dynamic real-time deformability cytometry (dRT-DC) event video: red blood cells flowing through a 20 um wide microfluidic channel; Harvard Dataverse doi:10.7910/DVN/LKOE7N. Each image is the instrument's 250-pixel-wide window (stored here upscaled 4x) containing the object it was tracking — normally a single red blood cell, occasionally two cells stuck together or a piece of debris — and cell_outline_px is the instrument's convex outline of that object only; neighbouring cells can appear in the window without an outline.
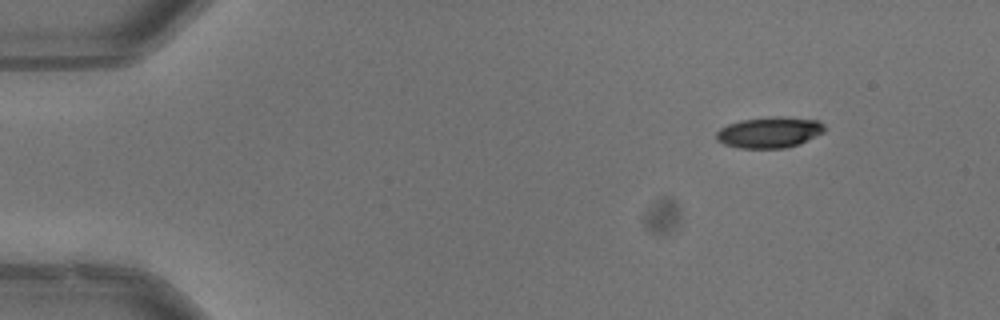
{"species": "common noctule bat (a hibernating species)", "species_latin": "Nyctalus noctula", "temperature_condition": "warm", "stored_images_in_passage": 11, "camera_frame_rate_fps": 3000, "um_per_image_px": 0.085, "animal": {"sex": "male", "body_mass_g": 13.3}, "frame": {"image": 1, "passage_image": 1, "time_ms": 0.0, "image_size_px": [1000, 320], "cell_outline_px": [[824, 132], [796, 144], [784, 148], [740, 148], [724, 144], [716, 140], [716, 132], [720, 128], [728, 124], [740, 120], [772, 116], [784, 116], [816, 120], [824, 128]], "centroid_in_image_um": [65.33, 11.24], "position_along_channel_um": 19.7, "area_um2": 19.31}}
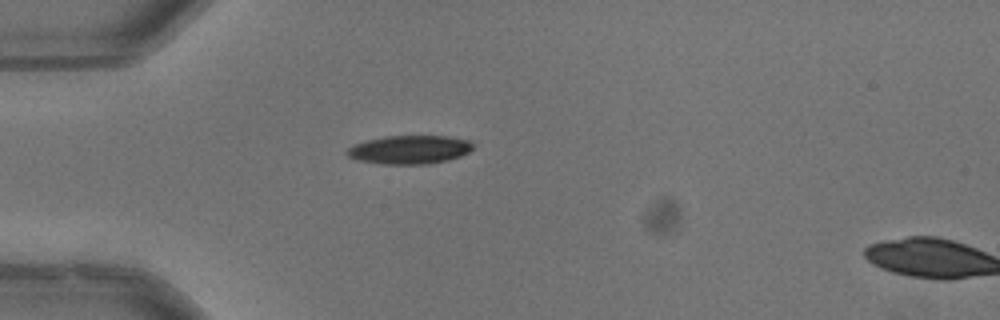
{"frame": {"image": 2, "passage_image": 10, "time_ms": 3.0, "image_size_px": [1000, 320], "cell_outline_px": [[476, 144], [468, 152], [460, 156], [448, 160], [428, 164], [384, 164], [356, 160], [348, 156], [344, 152], [348, 148], [356, 144], [368, 140], [384, 136], [448, 136], [468, 140]], "centroid_in_image_um": [34.82, 12.72], "position_along_channel_um": 50.2, "area_um2": 20.98}}